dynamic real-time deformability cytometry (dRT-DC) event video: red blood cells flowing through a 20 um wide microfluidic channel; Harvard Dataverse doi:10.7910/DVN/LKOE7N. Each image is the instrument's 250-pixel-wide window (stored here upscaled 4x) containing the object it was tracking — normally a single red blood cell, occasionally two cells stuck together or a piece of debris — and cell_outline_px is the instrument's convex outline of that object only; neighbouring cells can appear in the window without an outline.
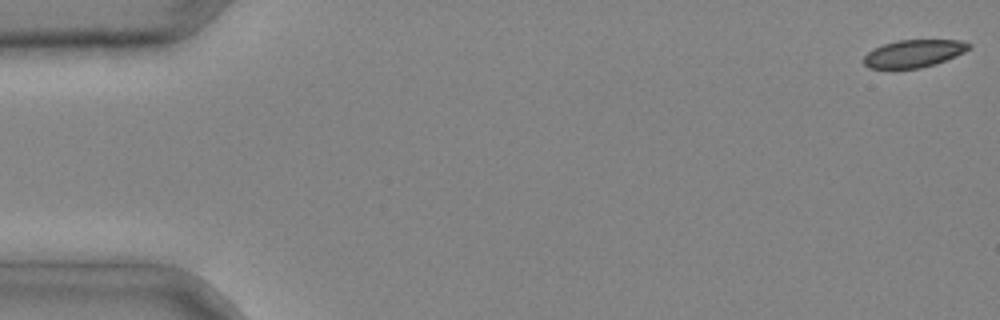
{"species": "common noctule bat (a hibernating species)", "species_latin": "Nyctalus noctula", "temperature_condition": "cold", "stored_images_in_passage": 4, "camera_frame_rate_fps": 3000, "um_per_image_px": 0.085, "animal": {"sex": "male", "body_mass_g": 20.4}, "frame": {"image": 1, "passage_image": 1, "time_ms": 0.0, "image_size_px": [1000, 320], "cell_outline_px": [[972, 48], [956, 56], [936, 64], [920, 68], [868, 68], [864, 64], [864, 56], [868, 52], [884, 44], [896, 40], [960, 40], [972, 44]], "centroid_in_image_um": [77.71, 4.54], "position_along_channel_um": 7.3, "area_um2": 16.88}}
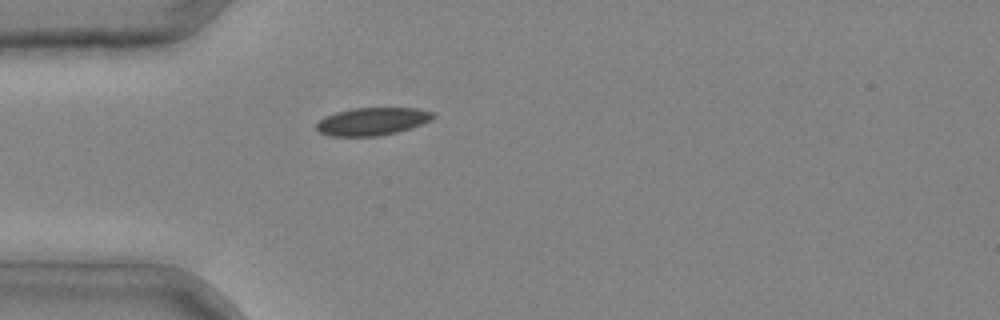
{"frame": {"image": 2, "passage_image": 4, "time_ms": 1.0, "image_size_px": [1000, 320], "cell_outline_px": [[436, 116], [432, 120], [396, 132], [376, 136], [332, 136], [320, 132], [316, 128], [316, 124], [320, 120], [336, 112], [356, 108], [416, 108], [436, 112]], "centroid_in_image_um": [31.69, 10.31], "position_along_channel_um": 53.3, "area_um2": 18.61}}